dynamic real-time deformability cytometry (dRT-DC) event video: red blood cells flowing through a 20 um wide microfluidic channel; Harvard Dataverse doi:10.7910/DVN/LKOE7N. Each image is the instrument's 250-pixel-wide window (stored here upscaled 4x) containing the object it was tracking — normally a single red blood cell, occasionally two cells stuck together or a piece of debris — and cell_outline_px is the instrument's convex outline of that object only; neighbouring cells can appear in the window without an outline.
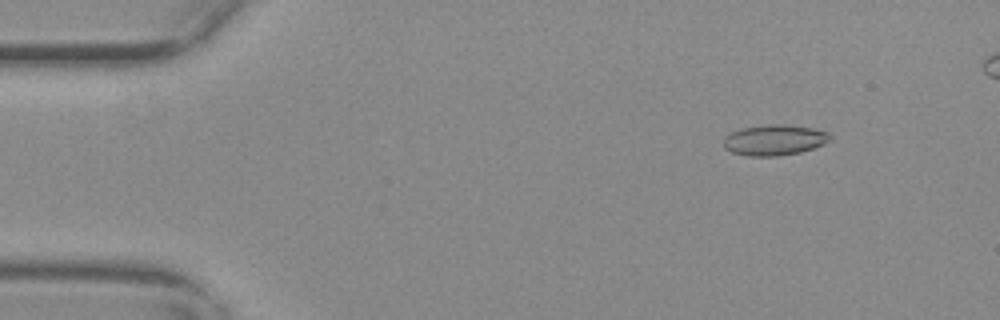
{"species": "common noctule bat (a hibernating species)", "species_latin": "Nyctalus noctula", "temperature_condition": "warm", "stored_images_in_passage": 15, "camera_frame_rate_fps": 3000, "um_per_image_px": 0.085, "animal": {"sex": "female", "body_mass_g": 29.2, "forearm_length_mm": 56.3}, "frame": {"image": 1, "passage_image": 7, "time_ms": 2.0, "image_size_px": [1000, 320], "cell_outline_px": [[832, 136], [824, 144], [800, 152], [776, 156], [748, 156], [732, 152], [724, 148], [724, 136], [740, 128], [768, 124], [784, 124], [812, 128], [828, 132]], "centroid_in_image_um": [65.8, 11.89], "position_along_channel_um": 19.2, "area_um2": 19.02}}